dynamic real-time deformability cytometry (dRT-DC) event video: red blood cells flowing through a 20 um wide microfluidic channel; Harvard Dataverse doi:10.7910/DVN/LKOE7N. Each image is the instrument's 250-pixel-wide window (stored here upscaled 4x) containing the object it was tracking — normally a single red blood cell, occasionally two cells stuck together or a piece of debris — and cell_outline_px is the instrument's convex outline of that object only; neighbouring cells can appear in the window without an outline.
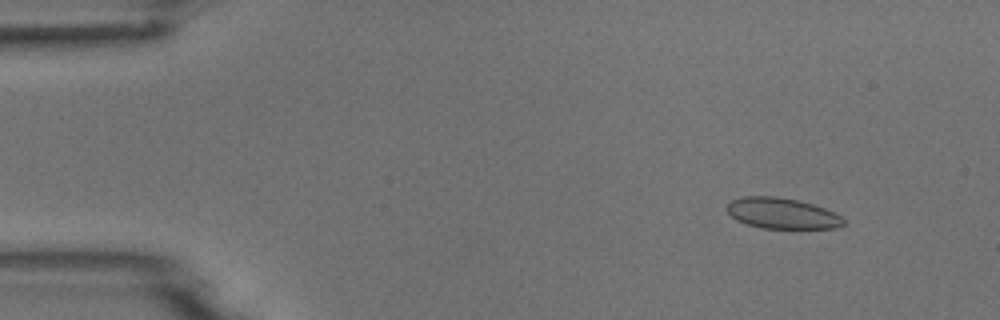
{"species": "common noctule bat (a hibernating species)", "species_latin": "Nyctalus noctula", "temperature_condition": "room temperature", "stored_images_in_passage": 5, "camera_frame_rate_fps": 3000, "um_per_image_px": 0.085, "animal": {"sex": "male", "body_mass_g": 18.8}, "frame": {"image": 1, "passage_image": 2, "time_ms": 1.333, "image_size_px": [1000, 320], "cell_outline_px": [[844, 224], [836, 228], [764, 228], [748, 224], [736, 220], [728, 212], [728, 204], [732, 200], [740, 196], [776, 196], [796, 200], [812, 204], [824, 208], [840, 216], [844, 220]], "centroid_in_image_um": [66.45, 18.13], "position_along_channel_um": 18.5, "area_um2": 20.63}}
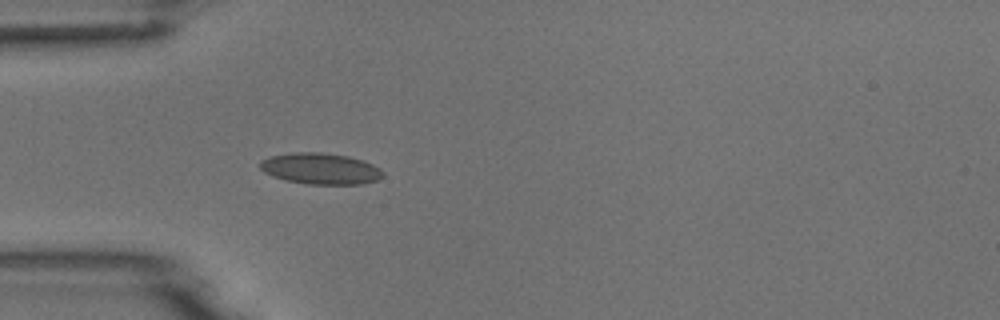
{"frame": {"image": 2, "passage_image": 5, "time_ms": 4.667, "image_size_px": [1000, 320], "cell_outline_px": [[384, 176], [376, 180], [364, 184], [308, 184], [284, 180], [272, 176], [264, 172], [260, 168], [260, 160], [268, 156], [292, 152], [320, 152], [348, 156], [364, 160], [380, 168], [384, 172]], "centroid_in_image_um": [27.23, 14.33], "position_along_channel_um": 57.8, "area_um2": 22.6}}